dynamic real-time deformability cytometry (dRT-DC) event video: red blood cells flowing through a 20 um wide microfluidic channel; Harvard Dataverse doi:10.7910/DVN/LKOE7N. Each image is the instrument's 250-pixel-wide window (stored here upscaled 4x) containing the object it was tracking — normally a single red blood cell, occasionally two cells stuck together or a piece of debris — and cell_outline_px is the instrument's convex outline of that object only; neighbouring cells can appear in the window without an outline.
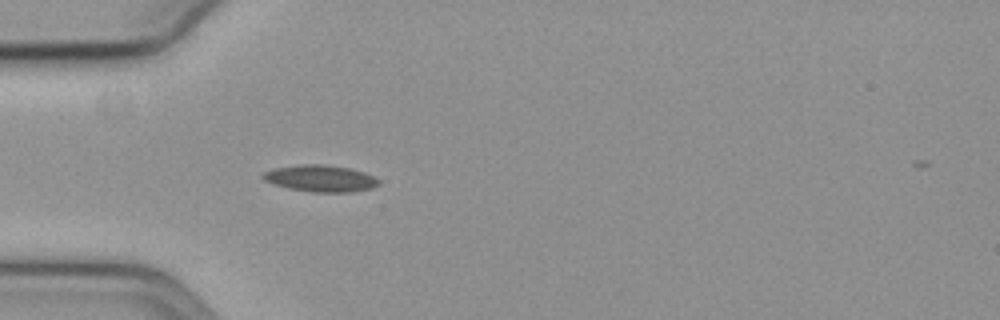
{"species": "common noctule bat (a hibernating species)", "species_latin": "Nyctalus noctula", "temperature_condition": "cold", "stored_images_in_passage": 2, "camera_frame_rate_fps": 3000, "um_per_image_px": 0.085, "animal": {"sex": "female", "body_mass_g": 19.3, "forearm_length_mm": 54.1}, "frame": {"image": 1, "passage_image": 1, "time_ms": 0.0, "image_size_px": [1000, 320], "cell_outline_px": [[380, 184], [372, 188], [352, 192], [312, 192], [288, 188], [272, 184], [264, 180], [260, 176], [264, 172], [276, 168], [300, 164], [324, 164], [348, 168], [364, 172], [380, 180]], "centroid_in_image_um": [27.24, 15.17], "position_along_channel_um": 57.8, "area_um2": 18.03}}